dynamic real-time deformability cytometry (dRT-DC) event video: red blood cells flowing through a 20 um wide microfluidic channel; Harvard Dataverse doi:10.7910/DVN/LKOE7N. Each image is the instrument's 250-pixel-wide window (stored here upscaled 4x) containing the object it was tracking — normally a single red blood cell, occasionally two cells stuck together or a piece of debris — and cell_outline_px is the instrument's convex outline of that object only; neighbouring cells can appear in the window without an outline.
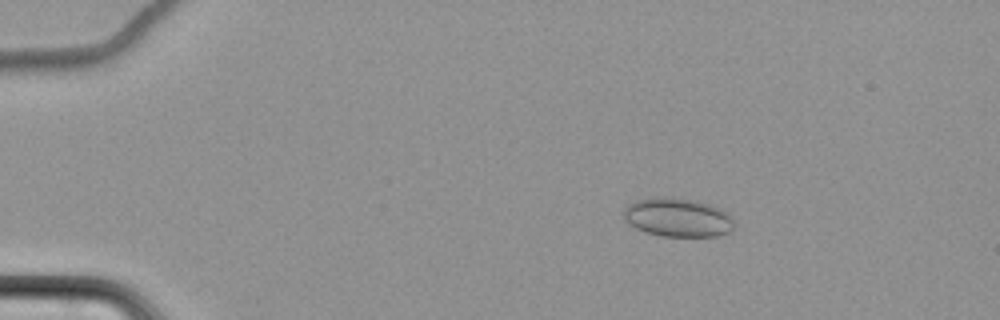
{"species": "common noctule bat (a hibernating species)", "species_latin": "Nyctalus noctula", "temperature_condition": "cold", "stored_images_in_passage": 11, "camera_frame_rate_fps": 3000, "um_per_image_px": 0.085, "animal": {"sex": "female", "body_mass_g": 22.7, "forearm_length_mm": 54.2}, "frame": {"image": 1, "passage_image": 4, "time_ms": 4.333, "image_size_px": [1000, 320], "cell_outline_px": [[736, 224], [728, 232], [716, 236], [660, 236], [636, 228], [628, 224], [624, 220], [624, 208], [628, 204], [636, 200], [692, 200], [708, 204], [720, 208], [728, 212], [732, 216]], "centroid_in_image_um": [57.65, 18.53], "position_along_channel_um": 27.3, "area_um2": 24.22}}
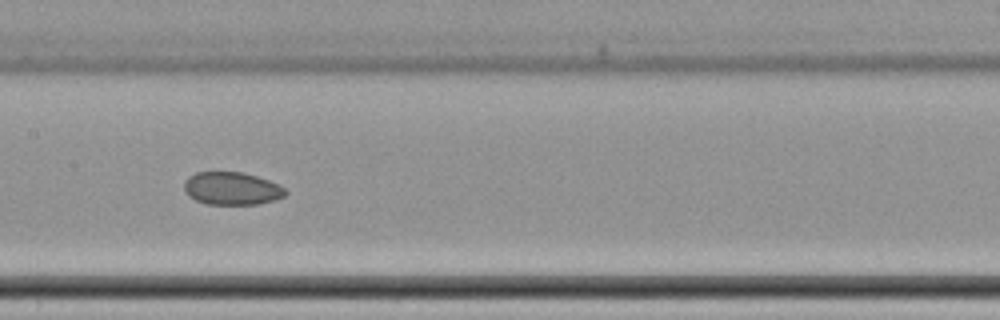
{"frame": {"image": 2, "passage_image": 10, "time_ms": 11.667, "image_size_px": [1000, 320], "cell_outline_px": [[288, 192], [284, 196], [276, 200], [260, 204], [208, 204], [196, 200], [188, 196], [184, 192], [184, 180], [188, 176], [196, 172], [240, 172], [256, 176], [268, 180], [284, 188]], "centroid_in_image_um": [19.68, 16.02], "position_along_channel_um": 187.7, "area_um2": 19.42}}
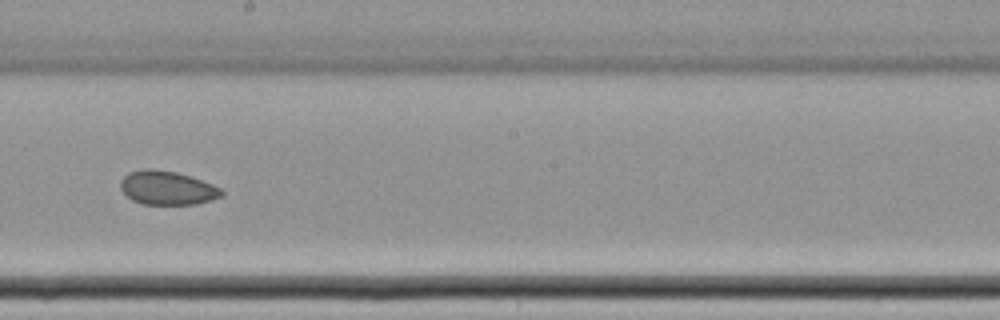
{"frame": {"image": 3, "passage_image": 11, "time_ms": 13.0, "image_size_px": [1000, 320], "cell_outline_px": [[224, 192], [220, 196], [196, 204], [144, 204], [132, 200], [120, 188], [120, 180], [128, 172], [144, 168], [152, 168], [176, 172], [212, 184], [220, 188]], "centroid_in_image_um": [14.16, 15.96], "position_along_channel_um": 234.0, "area_um2": 19.71}}